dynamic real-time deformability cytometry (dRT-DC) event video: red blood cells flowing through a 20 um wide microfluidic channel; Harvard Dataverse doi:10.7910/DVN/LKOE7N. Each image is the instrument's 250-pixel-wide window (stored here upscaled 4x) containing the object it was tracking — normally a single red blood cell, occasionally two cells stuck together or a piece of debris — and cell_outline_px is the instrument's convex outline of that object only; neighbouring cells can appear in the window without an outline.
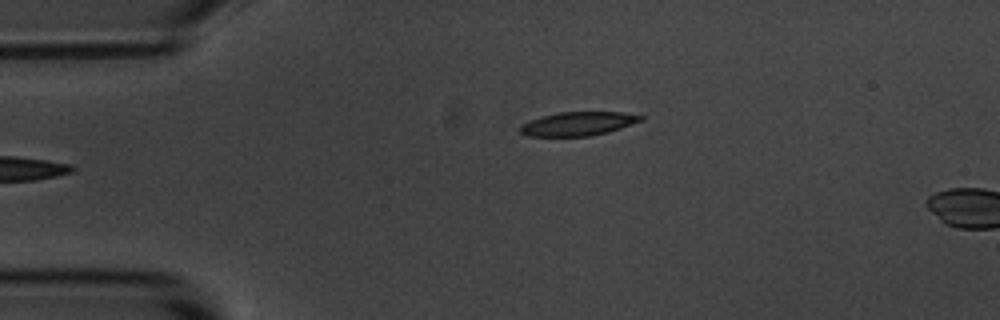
{"species": "common noctule bat (a hibernating species)", "species_latin": "Nyctalus noctula", "temperature_condition": "room temperature", "stored_images_in_passage": 4, "camera_frame_rate_fps": 3000, "um_per_image_px": 0.085, "animal": {"sex": "male", "body_mass_g": 20.1, "forearm_length_mm": 53.5}, "frame": {"image": 1, "passage_image": 1, "time_ms": 0.0, "image_size_px": [1000, 320], "cell_outline_px": [[644, 120], [608, 132], [588, 136], [528, 136], [520, 132], [520, 124], [544, 116], [560, 112], [624, 112], [644, 116]], "centroid_in_image_um": [49.17, 10.52], "position_along_channel_um": 35.8, "area_um2": 16.59}}